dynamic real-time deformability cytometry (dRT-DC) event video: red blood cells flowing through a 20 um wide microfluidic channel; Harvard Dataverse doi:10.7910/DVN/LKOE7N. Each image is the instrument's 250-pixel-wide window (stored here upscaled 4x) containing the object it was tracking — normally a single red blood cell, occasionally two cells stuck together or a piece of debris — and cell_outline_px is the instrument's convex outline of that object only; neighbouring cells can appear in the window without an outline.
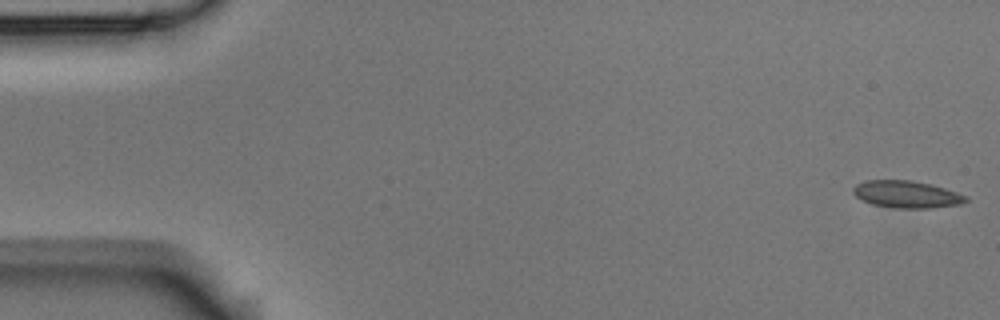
{"species": "Egyptian fruit bat (a non-hibernating species)", "species_latin": "Rousettus aegyptiacus", "temperature_condition": "room temperature", "stored_images_in_passage": 56, "camera_frame_rate_fps": 3000, "um_per_image_px": 0.085, "animal": {"sex": "male"}, "frame": {"image": 1, "passage_image": 1, "time_ms": 0.0, "image_size_px": [1000, 320], "cell_outline_px": [[968, 200], [960, 204], [932, 208], [892, 208], [872, 204], [856, 196], [852, 192], [852, 188], [856, 184], [868, 180], [912, 180], [944, 188], [968, 196]], "centroid_in_image_um": [77.06, 16.52], "position_along_channel_um": 7.9, "area_um2": 17.74}}
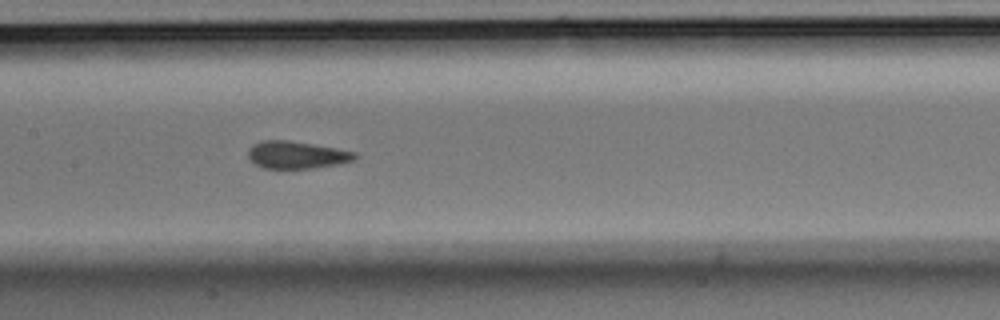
{"frame": {"image": 2, "passage_image": 27, "time_ms": 8.667, "image_size_px": [1000, 320], "cell_outline_px": [[360, 156], [356, 160], [336, 164], [312, 168], [264, 168], [256, 164], [248, 156], [248, 148], [252, 144], [264, 140], [288, 140], [336, 148], [356, 152]], "centroid_in_image_um": [25.24, 13.16], "position_along_channel_um": 182.2, "area_um2": 16.99}}
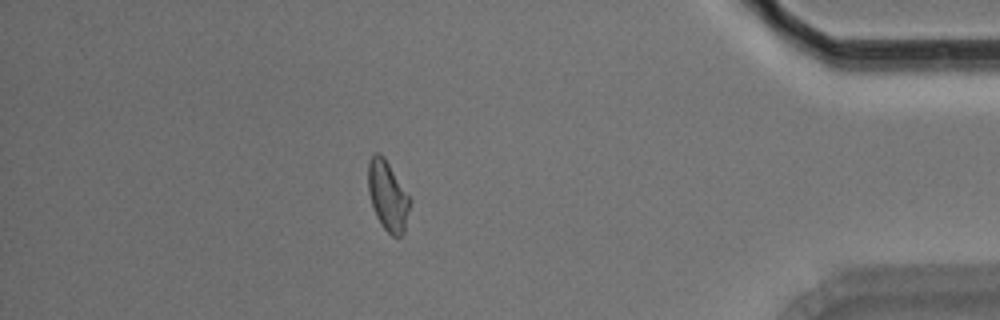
{"frame": {"image": 3, "passage_image": 49, "time_ms": 16.0, "image_size_px": [1000, 320], "cell_outline_px": [[412, 200], [404, 232], [400, 236], [392, 236], [380, 224], [376, 216], [368, 192], [368, 164], [372, 156], [376, 152], [380, 152], [384, 156]], "centroid_in_image_um": [32.97, 16.64], "position_along_channel_um": 402.2, "area_um2": 17.05}, "authors_computed_cell_mechanics": {"area_um2": 17.2533, "velocity_mm_per_s": 3.5694, "shape_relaxation_time_tau1_ms": 9.3197, "shape_relaxation_time_tau2_ms": 0.8786, "deformation_change_tau1": 0.1606, "deformation_change_tau2": 0.0612}}